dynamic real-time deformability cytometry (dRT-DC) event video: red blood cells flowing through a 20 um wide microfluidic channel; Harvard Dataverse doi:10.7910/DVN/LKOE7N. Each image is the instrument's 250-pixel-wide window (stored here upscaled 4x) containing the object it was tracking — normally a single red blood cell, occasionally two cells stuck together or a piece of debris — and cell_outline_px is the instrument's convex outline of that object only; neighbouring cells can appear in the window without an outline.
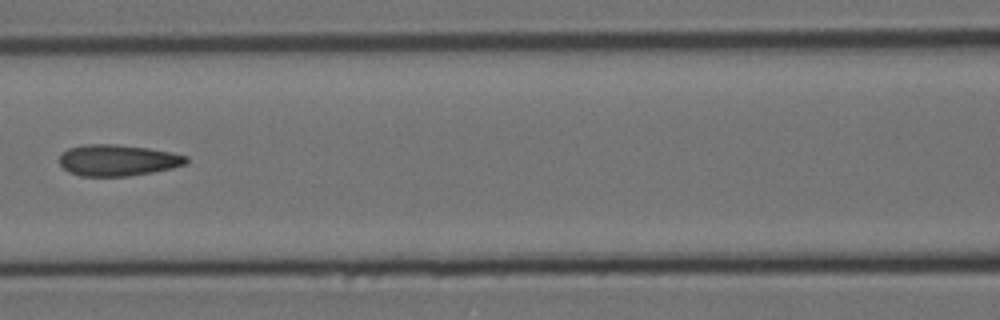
{"species": "Egyptian fruit bat (a non-hibernating species)", "species_latin": "Rousettus aegyptiacus", "temperature_condition": "cold", "stored_images_in_passage": 11, "camera_frame_rate_fps": 3000, "um_per_image_px": 0.085, "animal": {"sex": "female"}, "frame": {"image": 1, "passage_image": 7, "time_ms": 2.0, "image_size_px": [1000, 320], "cell_outline_px": [[188, 160], [184, 164], [172, 168], [152, 172], [128, 176], [80, 176], [68, 172], [60, 164], [60, 156], [68, 148], [84, 144], [116, 144], [148, 148], [188, 156]], "centroid_in_image_um": [9.98, 13.62], "position_along_channel_um": 156.6, "area_um2": 23.0}}
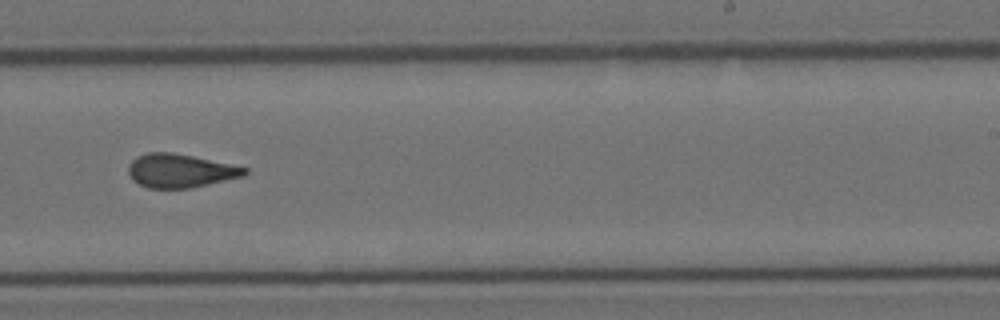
{"frame": {"image": 2, "passage_image": 10, "time_ms": 3.0, "image_size_px": [1000, 320], "cell_outline_px": [[248, 172], [244, 176], [192, 188], [148, 188], [132, 180], [128, 172], [128, 164], [136, 156], [148, 152], [172, 152], [192, 156], [248, 168]], "centroid_in_image_um": [15.29, 14.51], "position_along_channel_um": 273.7, "area_um2": 22.77}}
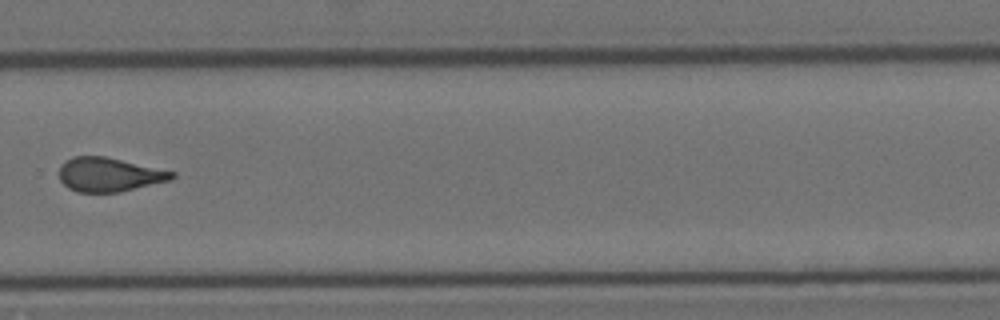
{"frame": {"image": 3, "passage_image": 11, "time_ms": 3.333, "image_size_px": [1000, 320], "cell_outline_px": [[176, 176], [172, 180], [120, 192], [76, 192], [68, 188], [60, 180], [60, 164], [72, 156], [104, 156], [176, 172]], "centroid_in_image_um": [9.28, 14.84], "position_along_channel_um": 320.5, "area_um2": 22.43}}